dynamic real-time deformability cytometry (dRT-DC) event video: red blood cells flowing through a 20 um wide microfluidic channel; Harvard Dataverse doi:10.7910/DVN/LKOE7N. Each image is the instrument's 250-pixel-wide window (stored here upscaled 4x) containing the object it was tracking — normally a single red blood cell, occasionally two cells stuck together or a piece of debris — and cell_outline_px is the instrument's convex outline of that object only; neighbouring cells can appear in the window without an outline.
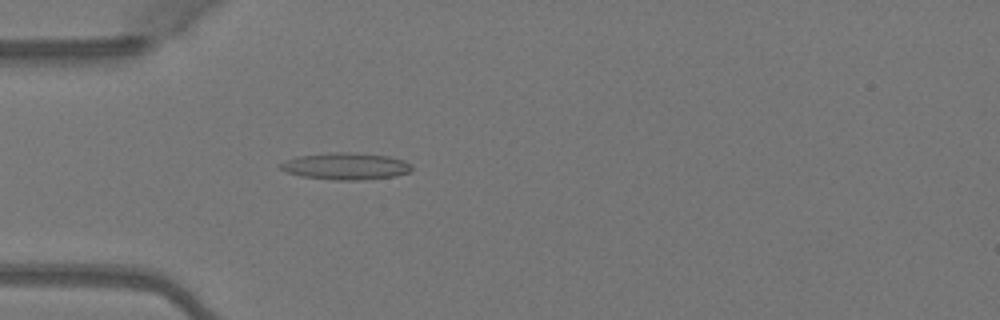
{"species": "Egyptian fruit bat (a non-hibernating species)", "species_latin": "Rousettus aegyptiacus", "temperature_condition": "warm", "stored_images_in_passage": 4, "camera_frame_rate_fps": 3000, "um_per_image_px": 0.085, "animal": {"sex": "female"}, "frame": {"image": 1, "passage_image": 4, "time_ms": 1.0, "image_size_px": [1000, 320], "cell_outline_px": [[412, 168], [408, 172], [396, 176], [360, 180], [332, 180], [300, 176], [288, 172], [280, 168], [280, 164], [284, 160], [296, 156], [332, 152], [348, 152], [388, 156], [404, 160], [412, 164]], "centroid_in_image_um": [29.38, 14.12], "position_along_channel_um": 55.6, "area_um2": 20.63}}